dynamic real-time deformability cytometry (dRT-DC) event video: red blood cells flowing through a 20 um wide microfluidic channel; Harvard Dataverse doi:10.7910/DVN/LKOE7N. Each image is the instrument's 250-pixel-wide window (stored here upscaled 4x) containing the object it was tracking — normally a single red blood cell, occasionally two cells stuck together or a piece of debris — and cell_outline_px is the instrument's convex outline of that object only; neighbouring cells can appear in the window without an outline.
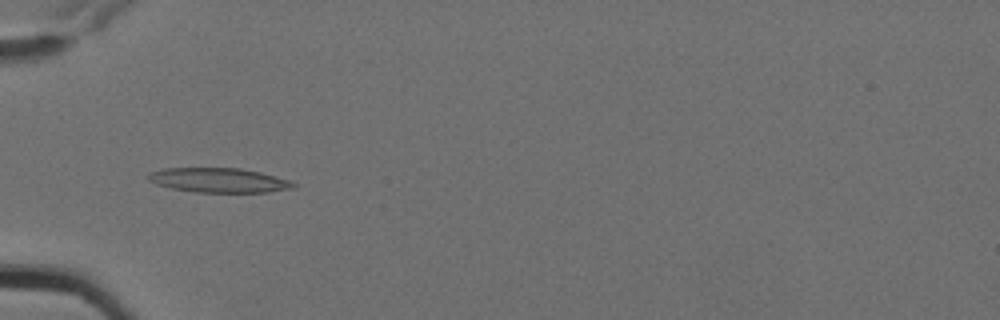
{"species": "Egyptian fruit bat (a non-hibernating species)", "species_latin": "Rousettus aegyptiacus", "temperature_condition": "cold", "stored_images_in_passage": 11, "camera_frame_rate_fps": 3000, "um_per_image_px": 0.085, "animal": {"sex": "female"}, "frame": {"image": 1, "passage_image": 5, "time_ms": 1.333, "image_size_px": [1000, 320], "cell_outline_px": [[296, 184], [292, 188], [268, 192], [196, 192], [172, 188], [156, 184], [148, 180], [144, 176], [148, 172], [164, 168], [240, 168], [260, 172], [292, 180]], "centroid_in_image_um": [18.57, 15.31], "position_along_channel_um": 66.4, "area_um2": 20.87}}
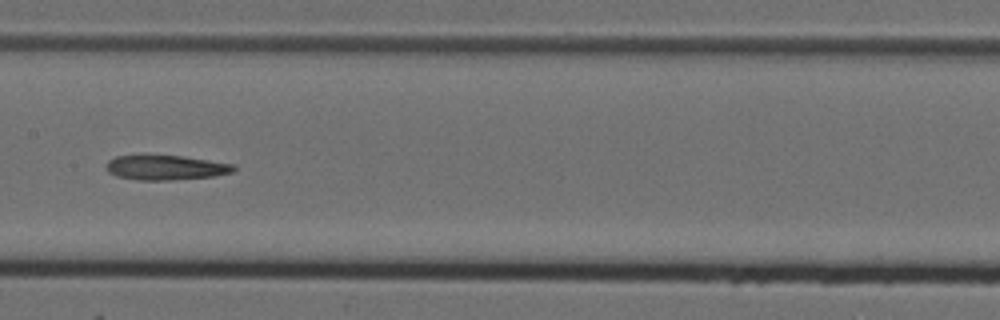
{"frame": {"image": 2, "passage_image": 8, "time_ms": 2.333, "image_size_px": [1000, 320], "cell_outline_px": [[236, 168], [232, 172], [216, 176], [172, 180], [136, 180], [116, 176], [108, 172], [104, 168], [104, 164], [108, 160], [116, 156], [184, 156], [232, 164]], "centroid_in_image_um": [14.04, 14.26], "position_along_channel_um": 193.4, "area_um2": 18.38}}
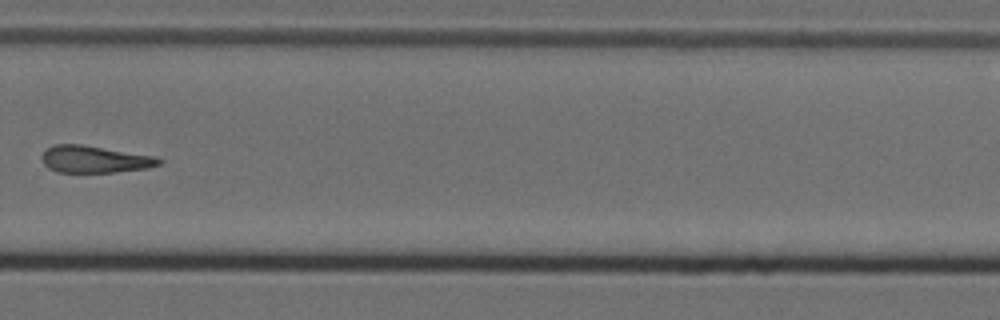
{"frame": {"image": 3, "passage_image": 11, "time_ms": 3.333, "image_size_px": [1000, 320], "cell_outline_px": [[164, 160], [160, 164], [148, 168], [116, 172], [56, 172], [48, 168], [44, 164], [40, 156], [44, 148], [52, 144], [80, 144], [156, 156]], "centroid_in_image_um": [8.01, 13.53], "position_along_channel_um": 321.8, "area_um2": 18.73}}